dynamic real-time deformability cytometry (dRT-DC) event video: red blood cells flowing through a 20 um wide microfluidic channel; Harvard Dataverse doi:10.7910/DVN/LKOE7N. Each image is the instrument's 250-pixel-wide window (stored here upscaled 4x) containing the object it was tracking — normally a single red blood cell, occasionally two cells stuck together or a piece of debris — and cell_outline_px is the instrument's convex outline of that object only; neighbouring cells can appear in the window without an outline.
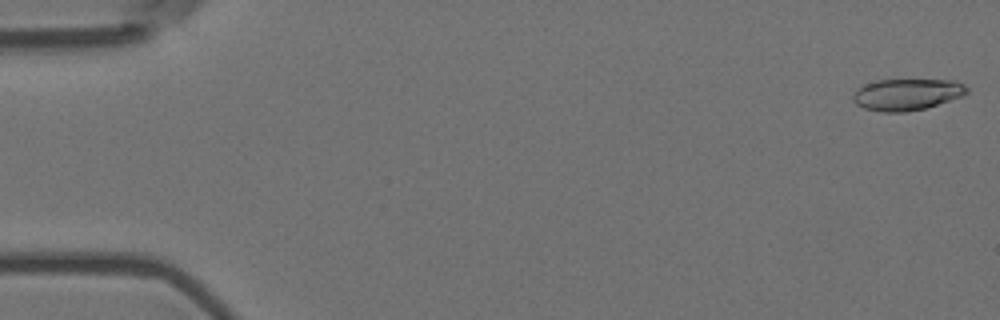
{"species": "Egyptian fruit bat (a non-hibernating species)", "species_latin": "Rousettus aegyptiacus", "temperature_condition": "room temperature", "stored_images_in_passage": 5, "camera_frame_rate_fps": 3000, "um_per_image_px": 0.085, "animal": {"sex": "female"}, "frame": {"image": 1, "passage_image": 1, "time_ms": 0.0, "image_size_px": [1000, 320], "cell_outline_px": [[968, 92], [964, 96], [924, 108], [904, 112], [880, 112], [864, 108], [856, 104], [852, 100], [852, 96], [864, 84], [876, 80], [956, 80], [964, 84], [968, 88]], "centroid_in_image_um": [77.11, 8.02], "position_along_channel_um": 7.9, "area_um2": 20.92}}
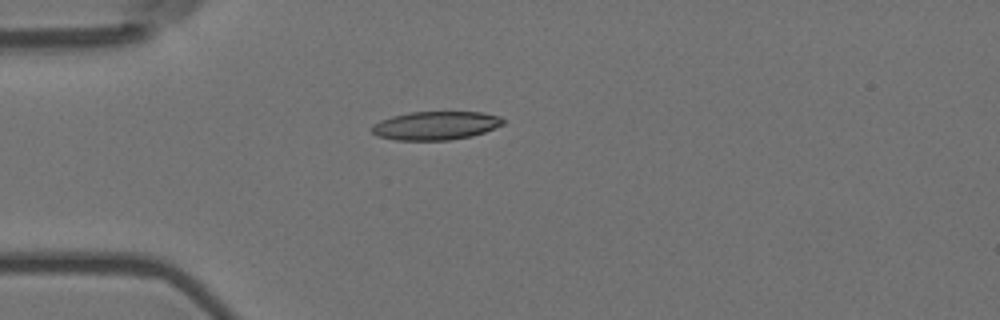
{"frame": {"image": 2, "passage_image": 5, "time_ms": 1.333, "image_size_px": [1000, 320], "cell_outline_px": [[504, 124], [484, 132], [472, 136], [448, 140], [396, 140], [376, 136], [372, 132], [372, 124], [380, 120], [392, 116], [408, 112], [480, 112], [500, 116], [504, 120]], "centroid_in_image_um": [37.01, 10.67], "position_along_channel_um": 48.0, "area_um2": 21.85}}